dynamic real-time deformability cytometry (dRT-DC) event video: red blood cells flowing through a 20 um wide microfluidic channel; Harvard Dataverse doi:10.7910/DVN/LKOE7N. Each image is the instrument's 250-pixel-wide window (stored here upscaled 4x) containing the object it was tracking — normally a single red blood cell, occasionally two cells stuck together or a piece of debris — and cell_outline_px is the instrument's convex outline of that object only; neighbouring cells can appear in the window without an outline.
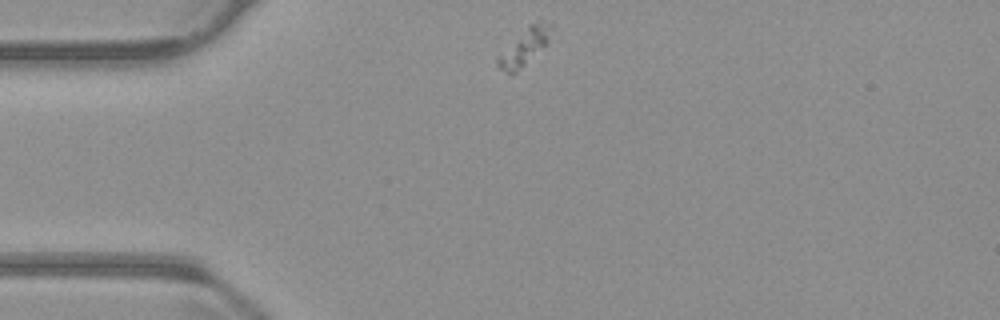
{"species": "common noctule bat (a hibernating species)", "species_latin": "Nyctalus noctula", "temperature_condition": "warm", "stored_images_in_passage": 45, "camera_frame_rate_fps": 3000, "um_per_image_px": 0.085, "animal": {"sex": "male", "body_mass_g": 23.1, "forearm_length_mm": 52.7}, "frame": {"image": 1, "passage_image": 1, "time_ms": 0.0, "image_size_px": [1000, 320], "cell_outline_px": [[556, 24], [548, 40], [512, 76], [500, 68], [496, 64], [496, 60], [528, 24], [540, 20]], "centroid_in_image_um": [44.62, 3.92], "position_along_channel_um": 40.4, "area_um2": 10.92}}
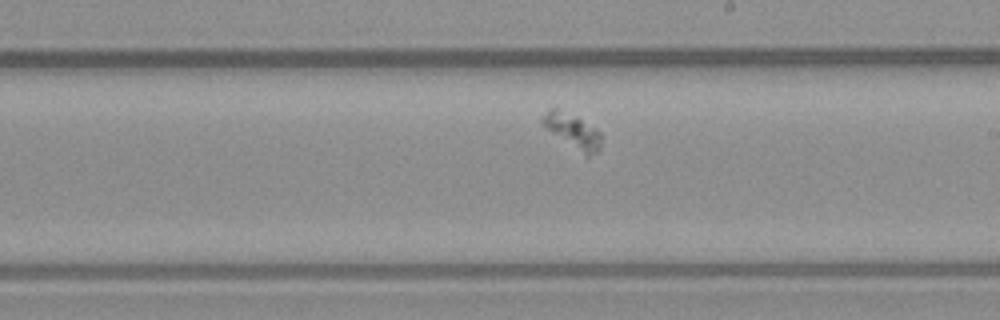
{"frame": {"image": 2, "passage_image": 20, "time_ms": 6.333, "image_size_px": [1000, 320], "cell_outline_px": [[600, 148], [596, 152], [588, 156], [540, 124], [540, 120], [548, 108], [556, 108], [580, 120], [600, 132]], "centroid_in_image_um": [48.62, 11.11], "position_along_channel_um": 240.4, "area_um2": 10.98}}
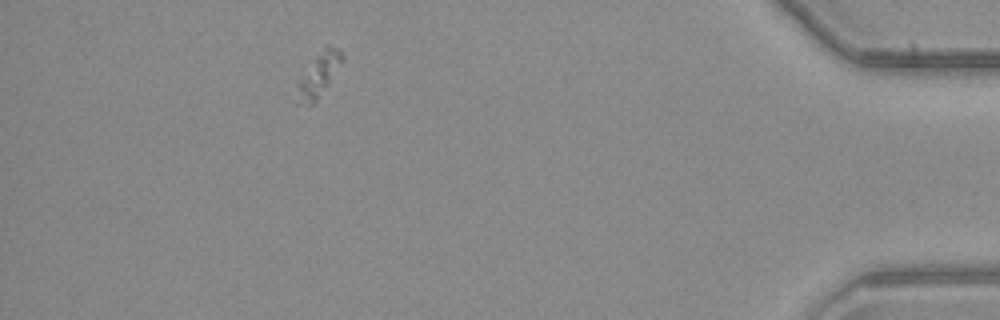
{"frame": {"image": 3, "passage_image": 39, "time_ms": 12.667, "image_size_px": [1000, 320], "cell_outline_px": [[344, 60], [328, 84], [316, 100], [312, 104], [304, 100], [300, 88], [300, 80], [316, 56], [328, 44], [340, 48], [344, 56]], "centroid_in_image_um": [27.27, 6.18], "position_along_channel_um": 407.9, "area_um2": 10.17}}